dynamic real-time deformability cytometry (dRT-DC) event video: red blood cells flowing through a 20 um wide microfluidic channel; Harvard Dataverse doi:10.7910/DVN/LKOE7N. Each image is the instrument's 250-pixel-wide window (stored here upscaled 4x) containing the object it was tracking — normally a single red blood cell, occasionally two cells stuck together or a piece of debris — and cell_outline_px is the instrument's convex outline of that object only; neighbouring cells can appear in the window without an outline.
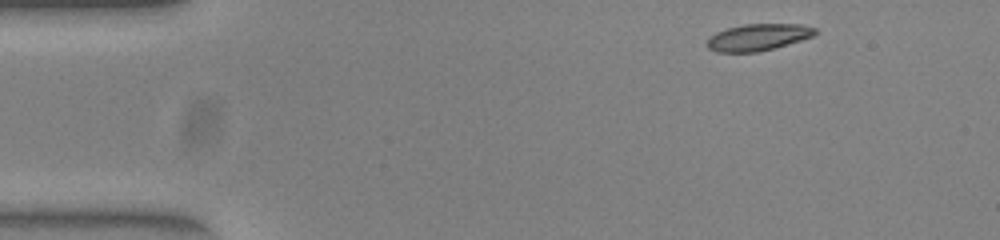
{"species": "common noctule bat (a hibernating species)", "species_latin": "Nyctalus noctula", "temperature_condition": "warm", "stored_images_in_passage": 47, "camera_frame_rate_fps": 3000, "um_per_image_px": 0.085, "animal": {"sex": "female", "body_mass_g": 23.0, "forearm_length_mm": 53.4}, "frame": {"image": 1, "passage_image": 1, "time_ms": 0.0, "image_size_px": [1000, 240], "cell_outline_px": [[816, 32], [812, 36], [800, 40], [772, 48], [756, 52], [716, 52], [708, 48], [708, 40], [716, 32], [728, 28], [744, 24], [804, 24], [816, 28]], "centroid_in_image_um": [64.44, 3.15], "position_along_channel_um": 20.6, "area_um2": 16.53}}
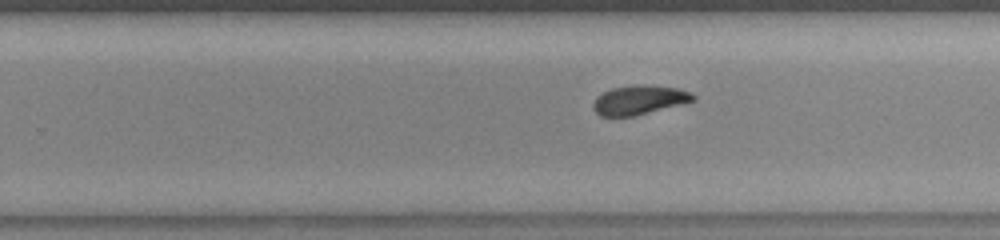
{"frame": {"image": 2, "passage_image": 27, "time_ms": 8.667, "image_size_px": [1000, 240], "cell_outline_px": [[696, 100], [632, 116], [600, 116], [592, 108], [592, 104], [596, 96], [612, 88], [640, 84], [644, 84], [680, 88], [692, 92], [696, 96]], "centroid_in_image_um": [54.34, 8.48], "position_along_channel_um": 275.5, "area_um2": 16.99}}
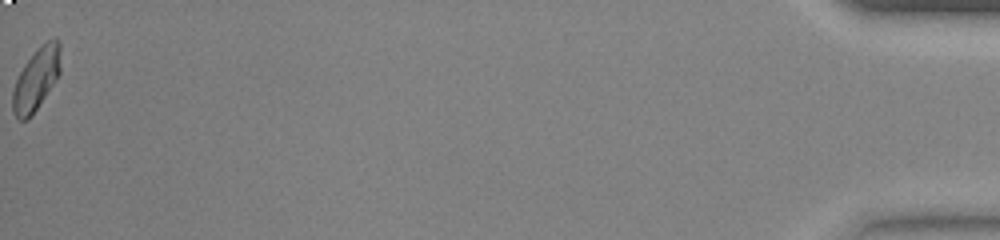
{"frame": {"image": 3, "passage_image": 47, "time_ms": 15.333, "image_size_px": [1000, 240], "cell_outline_px": [[60, 76], [28, 120], [20, 120], [12, 112], [12, 92], [16, 80], [24, 64], [48, 40], [60, 40]], "centroid_in_image_um": [3.08, 6.78], "position_along_channel_um": 432.1, "area_um2": 17.17}, "authors_computed_cell_mechanics": {"area_um2": 17.34, "velocity_mm_per_s": 3.9377, "shape_relaxation_time_tau1_ms": 2.3315, "shape_relaxation_time_tau2_ms": 5.4775, "deformation_change_tau1": 0.1288, "deformation_change_tau2": 0.0976}}